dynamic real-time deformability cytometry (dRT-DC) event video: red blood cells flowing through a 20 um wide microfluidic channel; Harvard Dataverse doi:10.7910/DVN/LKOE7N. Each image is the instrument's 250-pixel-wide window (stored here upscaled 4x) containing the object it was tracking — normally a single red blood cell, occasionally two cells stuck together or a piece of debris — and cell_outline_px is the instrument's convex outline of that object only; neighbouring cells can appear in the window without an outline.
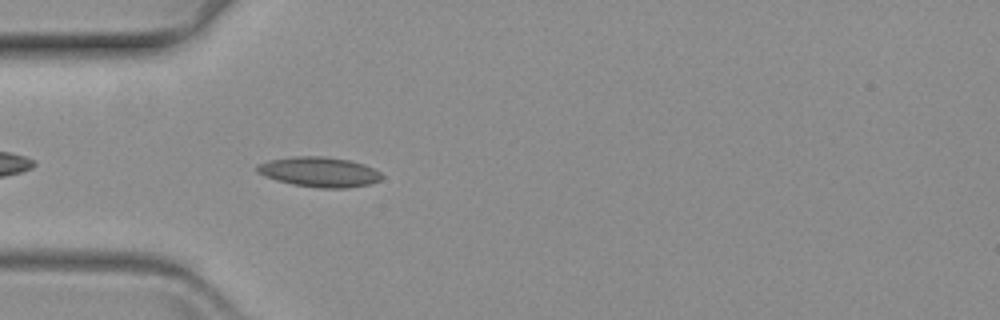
{"species": "common noctule bat (a hibernating species)", "species_latin": "Nyctalus noctula", "temperature_condition": "warm", "stored_images_in_passage": 43, "camera_frame_rate_fps": 3000, "um_per_image_px": 0.085, "animal": {"sex": "female", "body_mass_g": 19.3, "forearm_length_mm": 54.1}, "frame": {"image": 1, "passage_image": 5, "time_ms": 1.333, "image_size_px": [1000, 320], "cell_outline_px": [[384, 176], [380, 180], [368, 184], [348, 188], [320, 188], [292, 184], [276, 180], [264, 176], [256, 172], [256, 164], [268, 160], [296, 156], [324, 156], [348, 160], [364, 164], [380, 172]], "centroid_in_image_um": [27.11, 14.61], "position_along_channel_um": 57.9, "area_um2": 21.85}}
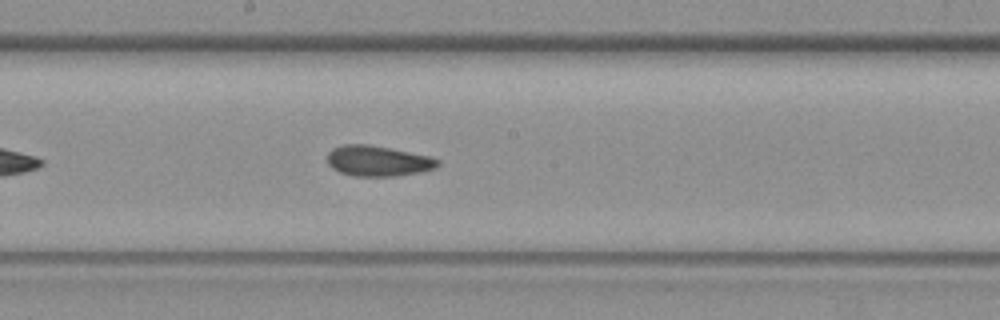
{"frame": {"image": 2, "passage_image": 19, "time_ms": 6.0, "image_size_px": [1000, 320], "cell_outline_px": [[440, 164], [436, 168], [420, 172], [396, 176], [352, 176], [340, 172], [332, 168], [328, 164], [328, 152], [332, 148], [344, 144], [368, 144], [432, 156], [440, 160]], "centroid_in_image_um": [32.14, 13.68], "position_along_channel_um": 216.1, "area_um2": 19.83}}
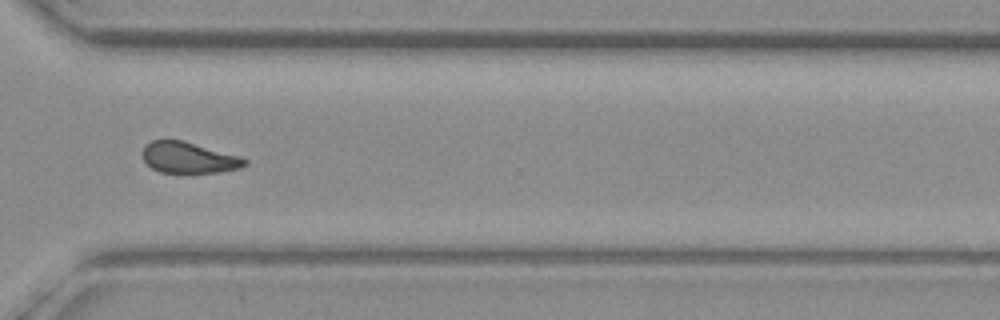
{"frame": {"image": 3, "passage_image": 31, "time_ms": 10.0, "image_size_px": [1000, 320], "cell_outline_px": [[248, 164], [240, 168], [220, 172], [160, 172], [152, 168], [144, 160], [144, 148], [152, 140], [184, 140], [240, 156], [248, 160]], "centroid_in_image_um": [16.1, 13.39], "position_along_channel_um": 354.5, "area_um2": 18.32}}